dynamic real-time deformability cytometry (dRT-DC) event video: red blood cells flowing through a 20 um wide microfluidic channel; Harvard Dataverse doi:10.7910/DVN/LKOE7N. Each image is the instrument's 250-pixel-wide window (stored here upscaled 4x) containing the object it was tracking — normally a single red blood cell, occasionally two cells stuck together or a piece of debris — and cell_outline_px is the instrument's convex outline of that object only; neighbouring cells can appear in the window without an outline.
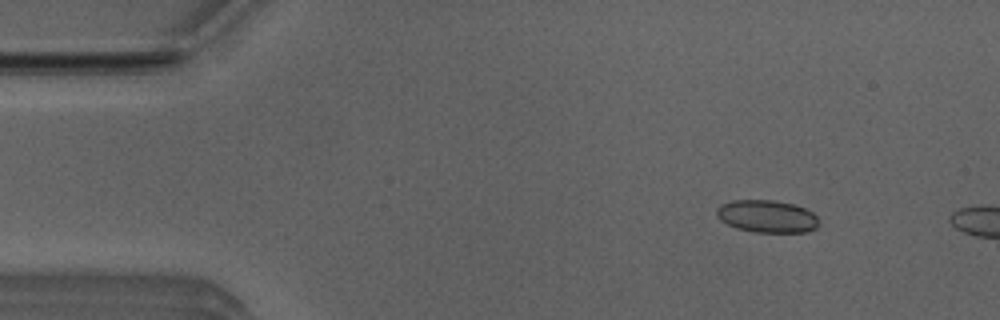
{"species": "Egyptian fruit bat (a non-hibernating species)", "species_latin": "Rousettus aegyptiacus", "temperature_condition": "room temperature", "stored_images_in_passage": 3, "camera_frame_rate_fps": 3000, "um_per_image_px": 0.085, "animal": {"sex": "male"}, "frame": {"image": 1, "passage_image": 1, "time_ms": 0.0, "image_size_px": [1000, 320], "cell_outline_px": [[820, 224], [816, 228], [804, 232], [756, 232], [736, 228], [720, 220], [716, 216], [716, 208], [720, 204], [732, 200], [772, 200], [792, 204], [804, 208], [812, 212], [820, 220]], "centroid_in_image_um": [65.18, 18.39], "position_along_channel_um": 19.8, "area_um2": 19.42}}